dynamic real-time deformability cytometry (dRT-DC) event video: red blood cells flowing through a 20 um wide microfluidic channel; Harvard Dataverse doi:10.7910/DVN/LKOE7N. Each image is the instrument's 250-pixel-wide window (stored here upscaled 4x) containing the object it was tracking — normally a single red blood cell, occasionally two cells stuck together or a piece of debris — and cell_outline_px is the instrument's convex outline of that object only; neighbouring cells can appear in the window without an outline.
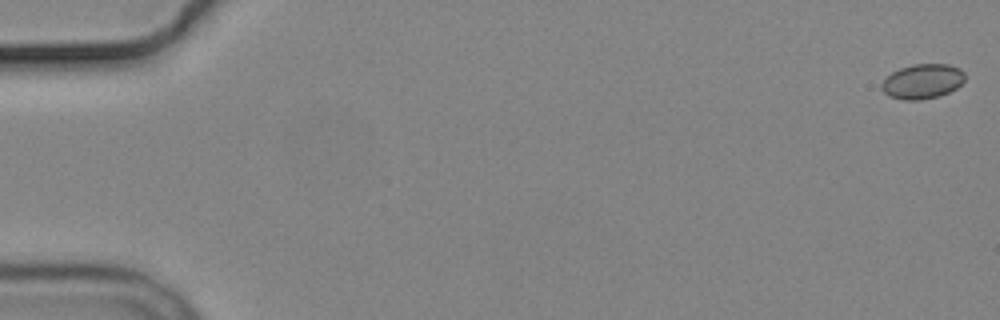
{"species": "common noctule bat (a hibernating species)", "species_latin": "Nyctalus noctula", "temperature_condition": "cold", "stored_images_in_passage": 6, "camera_frame_rate_fps": 3000, "um_per_image_px": 0.085, "animal": {"sex": "male", "body_mass_g": 19.2, "forearm_length_mm": 51.8}, "frame": {"image": 1, "passage_image": 1, "time_ms": 0.0, "image_size_px": [1000, 320], "cell_outline_px": [[964, 80], [956, 88], [948, 92], [936, 96], [920, 100], [904, 100], [888, 96], [880, 88], [880, 84], [892, 72], [900, 68], [912, 64], [948, 64], [960, 68], [964, 72]], "centroid_in_image_um": [78.38, 6.91], "position_along_channel_um": 6.6, "area_um2": 16.82}}
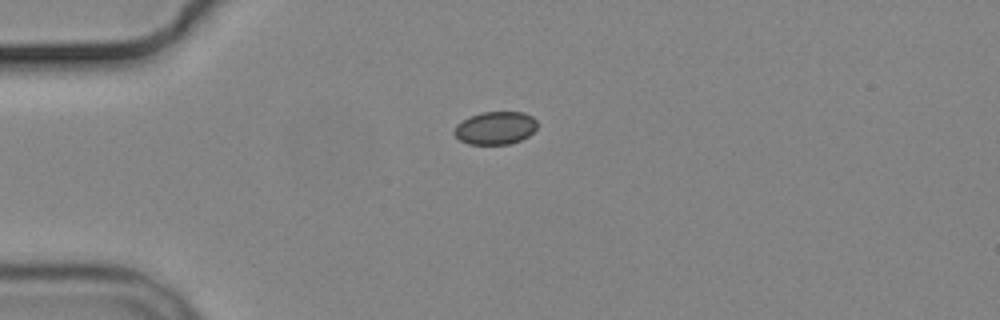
{"frame": {"image": 2, "passage_image": 5, "time_ms": 4.667, "image_size_px": [1000, 320], "cell_outline_px": [[536, 128], [528, 136], [520, 140], [508, 144], [468, 144], [460, 140], [452, 132], [456, 124], [468, 116], [480, 112], [524, 112], [532, 116], [536, 120]], "centroid_in_image_um": [42.07, 10.87], "position_along_channel_um": 42.9, "area_um2": 16.01}}